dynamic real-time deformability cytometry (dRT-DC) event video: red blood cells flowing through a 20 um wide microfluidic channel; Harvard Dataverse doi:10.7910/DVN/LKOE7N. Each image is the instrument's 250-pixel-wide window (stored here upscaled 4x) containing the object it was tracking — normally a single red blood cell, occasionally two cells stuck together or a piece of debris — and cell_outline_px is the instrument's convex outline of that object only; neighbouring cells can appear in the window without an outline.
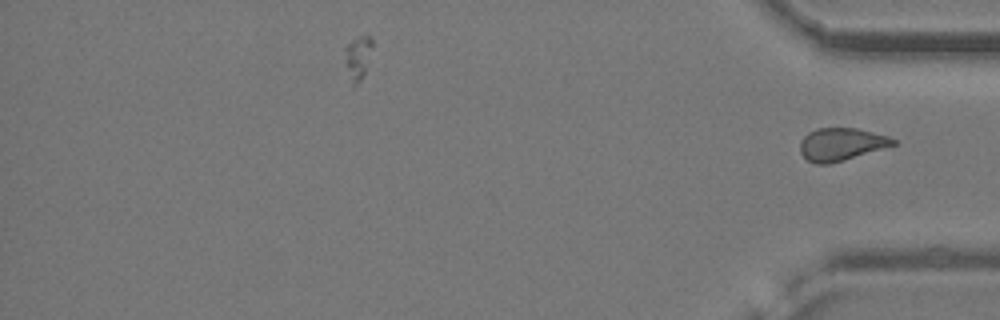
{"species": "common noctule bat (a hibernating species)", "species_latin": "Nyctalus noctula", "temperature_condition": "cold", "stored_images_in_passage": 40, "camera_frame_rate_fps": 3000, "um_per_image_px": 0.085, "animal": {"sex": "female", "body_mass_g": 24.6, "forearm_length_mm": 56.2}, "frame": {"image": 1, "passage_image": 40, "time_ms": 13.0, "image_size_px": [1000, 320], "cell_outline_px": [[896, 144], [844, 160], [828, 164], [816, 164], [808, 160], [800, 152], [800, 140], [808, 132], [816, 128], [856, 128], [888, 136], [896, 140]], "centroid_in_image_um": [71.47, 12.25], "position_along_channel_um": 363.7, "area_um2": 17.57}}